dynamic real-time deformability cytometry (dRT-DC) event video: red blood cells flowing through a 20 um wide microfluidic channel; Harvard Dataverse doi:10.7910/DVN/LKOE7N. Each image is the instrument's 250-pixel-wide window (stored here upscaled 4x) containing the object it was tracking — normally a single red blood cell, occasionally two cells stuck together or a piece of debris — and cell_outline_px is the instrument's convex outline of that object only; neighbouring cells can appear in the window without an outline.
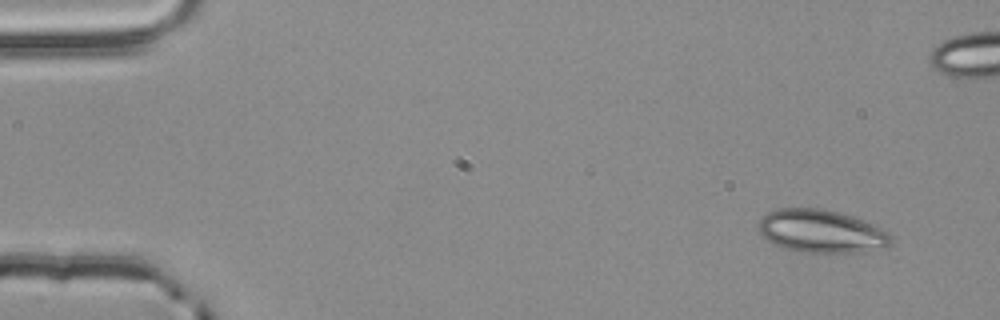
{"species": "common noctule bat (a hibernating species)", "species_latin": "Nyctalus noctula", "temperature_condition": "room temperature", "stored_images_in_passage": 4, "camera_frame_rate_fps": 3000, "um_per_image_px": 0.085, "animal": {"sex": "male", "body_mass_g": 20.4}, "frame": {"image": 1, "passage_image": 1, "time_ms": 0.0, "image_size_px": [1000, 320], "cell_outline_px": [[892, 244], [888, 248], [864, 252], [800, 252], [784, 248], [772, 244], [756, 228], [760, 220], [768, 212], [776, 208], [824, 208], [840, 212], [876, 224], [888, 232], [892, 236]], "centroid_in_image_um": [69.86, 19.66], "position_along_channel_um": 15.1, "area_um2": 33.76}}